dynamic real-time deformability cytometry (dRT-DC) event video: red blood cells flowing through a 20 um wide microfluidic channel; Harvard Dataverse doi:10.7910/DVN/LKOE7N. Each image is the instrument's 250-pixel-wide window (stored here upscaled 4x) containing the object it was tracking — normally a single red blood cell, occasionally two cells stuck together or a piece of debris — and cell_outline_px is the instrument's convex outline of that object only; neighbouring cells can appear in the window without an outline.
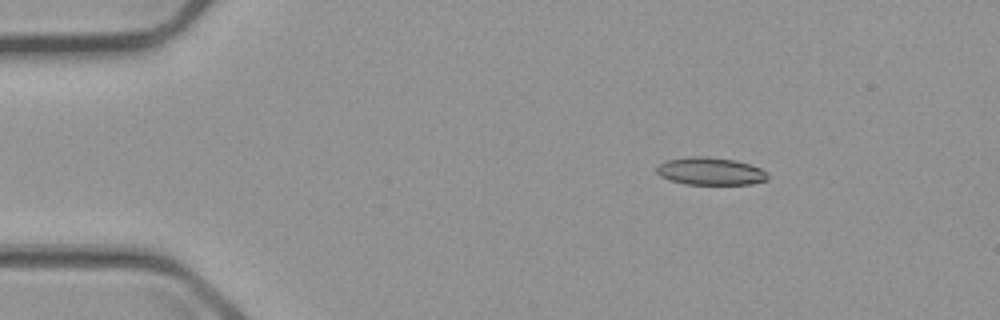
{"species": "common noctule bat (a hibernating species)", "species_latin": "Nyctalus noctula", "temperature_condition": "cold", "stored_images_in_passage": 48, "camera_frame_rate_fps": 3000, "um_per_image_px": 0.085, "animal": {"sex": "male", "body_mass_g": 23.1, "forearm_length_mm": 52.7}, "frame": {"image": 1, "passage_image": 1, "time_ms": 0.0, "image_size_px": [1000, 320], "cell_outline_px": [[768, 180], [752, 184], [684, 184], [668, 180], [660, 176], [656, 172], [656, 168], [664, 160], [692, 156], [704, 156], [736, 160], [760, 168], [768, 176]], "centroid_in_image_um": [60.34, 14.55], "position_along_channel_um": 24.7, "area_um2": 17.92}}
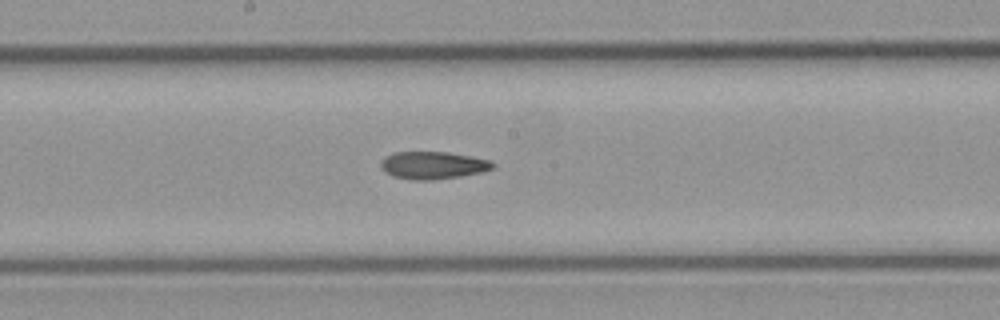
{"frame": {"image": 2, "passage_image": 22, "time_ms": 7.0, "image_size_px": [1000, 320], "cell_outline_px": [[496, 164], [492, 168], [484, 172], [460, 176], [432, 180], [412, 180], [392, 176], [384, 172], [380, 168], [380, 164], [388, 156], [396, 152], [448, 152], [472, 156], [492, 160]], "centroid_in_image_um": [36.84, 14.05], "position_along_channel_um": 211.4, "area_um2": 18.03}}
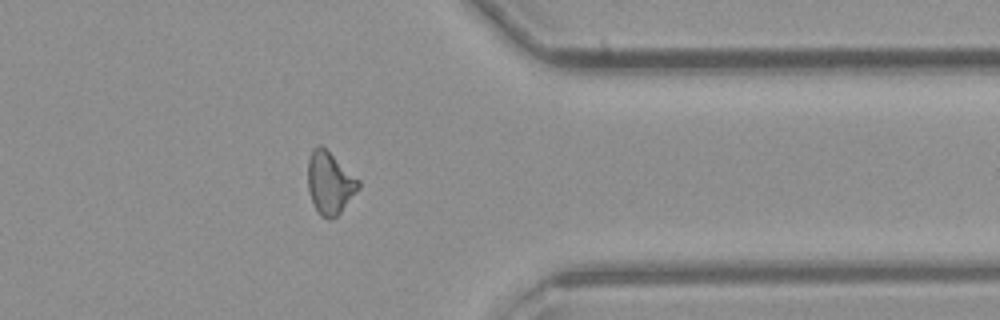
{"frame": {"image": 3, "passage_image": 37, "time_ms": 12.0, "image_size_px": [1000, 320], "cell_outline_px": [[360, 188], [340, 212], [332, 220], [328, 220], [320, 216], [308, 192], [308, 160], [312, 148], [320, 144], [360, 180]], "centroid_in_image_um": [28.03, 15.56], "position_along_channel_um": 383.4, "area_um2": 18.32}, "authors_computed_cell_mechanics": {"area_um2": 18.0336, "velocity_mm_per_s": 3.6817, "shape_relaxation_time_tau1_ms": null, "shape_relaxation_time_tau2_ms": 4.9269, "deformation_change_tau1": null, "deformation_change_tau2": 0.1411}}